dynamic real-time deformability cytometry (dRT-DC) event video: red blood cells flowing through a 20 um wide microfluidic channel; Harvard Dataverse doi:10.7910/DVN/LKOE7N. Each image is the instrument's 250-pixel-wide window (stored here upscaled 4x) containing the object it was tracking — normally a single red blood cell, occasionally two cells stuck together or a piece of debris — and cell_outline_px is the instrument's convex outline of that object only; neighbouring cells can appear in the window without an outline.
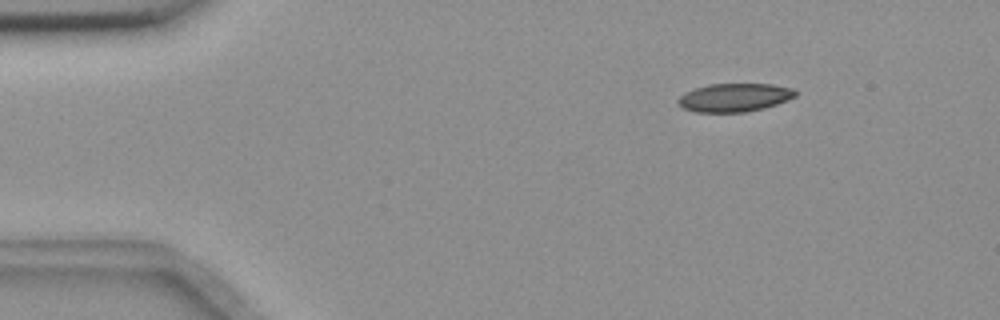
{"species": "common noctule bat (a hibernating species)", "species_latin": "Nyctalus noctula", "temperature_condition": "room temperature", "stored_images_in_passage": 6, "camera_frame_rate_fps": 3000, "um_per_image_px": 0.085, "animal": {"sex": "female", "body_mass_g": 18.4}, "frame": {"image": 1, "passage_image": 6, "time_ms": 1.667, "image_size_px": [1000, 320], "cell_outline_px": [[796, 96], [776, 104], [764, 108], [744, 112], [696, 112], [684, 108], [676, 100], [684, 92], [708, 84], [772, 84], [792, 88], [796, 92]], "centroid_in_image_um": [62.41, 8.28], "position_along_channel_um": 22.6, "area_um2": 19.25}}